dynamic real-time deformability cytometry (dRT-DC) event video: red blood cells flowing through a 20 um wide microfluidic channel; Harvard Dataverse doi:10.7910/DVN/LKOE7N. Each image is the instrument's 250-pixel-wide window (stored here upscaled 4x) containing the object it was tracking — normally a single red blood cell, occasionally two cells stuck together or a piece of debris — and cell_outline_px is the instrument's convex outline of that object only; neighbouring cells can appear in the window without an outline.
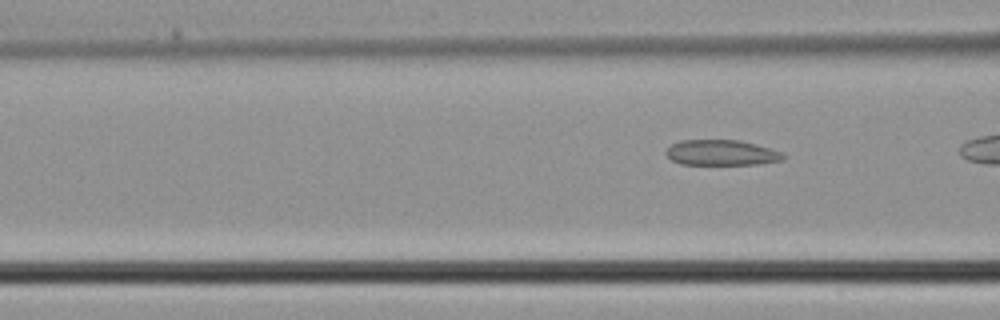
{"species": "common noctule bat (a hibernating species)", "species_latin": "Nyctalus noctula", "temperature_condition": "cold", "stored_images_in_passage": 5, "camera_frame_rate_fps": 3000, "um_per_image_px": 0.085, "animal": {"sex": "male", "body_mass_g": 21.5, "forearm_length_mm": 52.0}, "frame": {"image": 1, "passage_image": 5, "time_ms": 1.333, "image_size_px": [1000, 320], "cell_outline_px": [[788, 156], [784, 160], [756, 164], [680, 164], [672, 160], [664, 152], [672, 144], [680, 140], [740, 140], [772, 148]], "centroid_in_image_um": [61.36, 12.97], "position_along_channel_um": 105.2, "area_um2": 17.46}}